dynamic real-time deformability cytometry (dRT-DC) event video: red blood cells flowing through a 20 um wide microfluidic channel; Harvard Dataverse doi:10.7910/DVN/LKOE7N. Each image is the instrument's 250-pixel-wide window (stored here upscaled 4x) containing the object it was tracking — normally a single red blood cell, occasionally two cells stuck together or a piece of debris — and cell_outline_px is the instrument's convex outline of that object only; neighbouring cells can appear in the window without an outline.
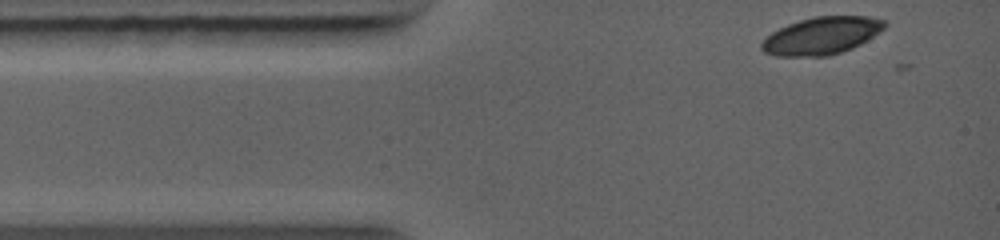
{"species": "common noctule bat (a hibernating species)", "species_latin": "Nyctalus noctula", "temperature_condition": "warm", "stored_images_in_passage": 2, "camera_frame_rate_fps": 5000, "um_per_image_px": 0.085, "animal": {"sex": "female", "body_mass_g": 19.0, "forearm_length_mm": 56.7}, "frame": {"image": 1, "passage_image": 1, "time_ms": 0.0, "image_size_px": [1000, 240], "cell_outline_px": [[888, 24], [880, 32], [860, 44], [852, 48], [828, 56], [776, 56], [764, 52], [760, 48], [760, 44], [772, 32], [788, 24], [800, 20], [816, 16], [868, 16], [884, 20]], "centroid_in_image_um": [69.85, 3.03], "position_along_channel_um": 15.2, "area_um2": 26.7}}